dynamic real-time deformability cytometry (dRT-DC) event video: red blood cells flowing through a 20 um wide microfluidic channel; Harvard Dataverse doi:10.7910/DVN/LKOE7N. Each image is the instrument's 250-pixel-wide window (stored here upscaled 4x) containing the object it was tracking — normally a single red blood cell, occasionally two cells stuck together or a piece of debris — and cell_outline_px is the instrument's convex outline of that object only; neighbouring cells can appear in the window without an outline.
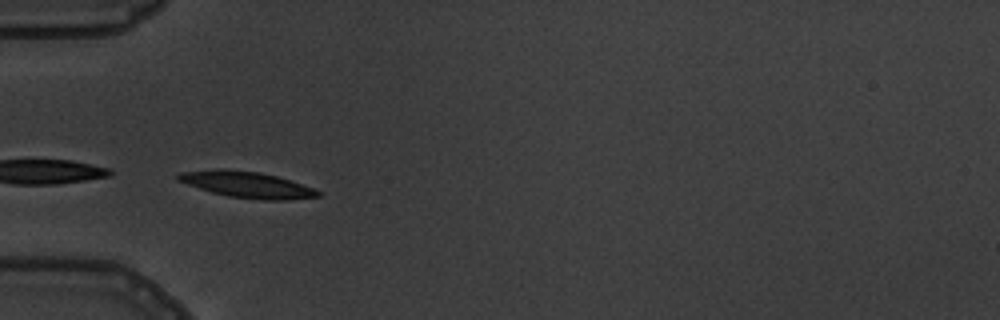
{"species": "common noctule bat (a hibernating species)", "species_latin": "Nyctalus noctula", "temperature_condition": "warm", "stored_images_in_passage": 5, "camera_frame_rate_fps": 3000, "um_per_image_px": 0.085, "animal": {"sex": "male", "body_mass_g": 19.5, "forearm_length_mm": 54.6}, "frame": {"image": 1, "passage_image": 4, "time_ms": 3.667, "image_size_px": [1000, 320], "cell_outline_px": [[320, 196], [284, 200], [264, 200], [228, 196], [212, 192], [176, 180], [176, 176], [180, 172], [216, 168], [228, 168], [260, 172], [276, 176], [312, 188], [320, 192]], "centroid_in_image_um": [20.93, 15.67], "position_along_channel_um": 64.1, "area_um2": 21.15}}